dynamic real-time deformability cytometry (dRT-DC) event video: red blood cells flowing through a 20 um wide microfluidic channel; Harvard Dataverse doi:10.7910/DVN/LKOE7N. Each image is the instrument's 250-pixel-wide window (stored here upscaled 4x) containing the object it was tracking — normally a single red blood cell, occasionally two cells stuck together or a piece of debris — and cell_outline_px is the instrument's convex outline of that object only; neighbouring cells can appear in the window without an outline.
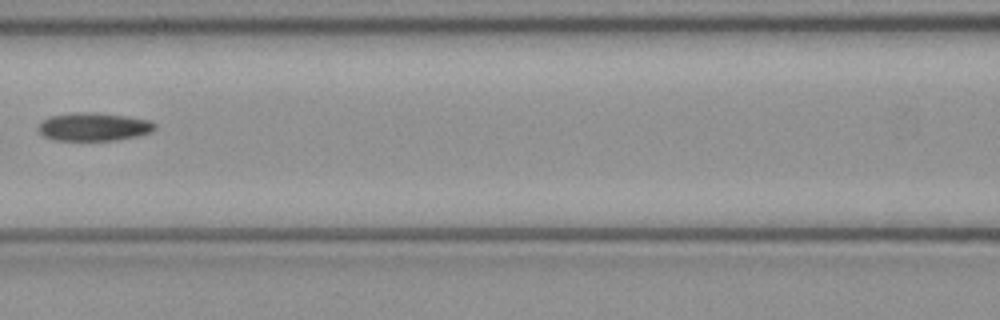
{"species": "common noctule bat (a hibernating species)", "species_latin": "Nyctalus noctula", "temperature_condition": "cold", "stored_images_in_passage": 7, "camera_frame_rate_fps": 3000, "um_per_image_px": 0.085, "animal": {"sex": "female", "body_mass_g": 21.9}, "frame": {"image": 1, "passage_image": 7, "time_ms": 2.0, "image_size_px": [1000, 320], "cell_outline_px": [[156, 128], [152, 132], [136, 136], [116, 140], [52, 140], [44, 136], [36, 128], [44, 120], [52, 116], [72, 112], [96, 112], [128, 116], [148, 120], [156, 124]], "centroid_in_image_um": [7.98, 10.77], "position_along_channel_um": 158.6, "area_um2": 19.19}}